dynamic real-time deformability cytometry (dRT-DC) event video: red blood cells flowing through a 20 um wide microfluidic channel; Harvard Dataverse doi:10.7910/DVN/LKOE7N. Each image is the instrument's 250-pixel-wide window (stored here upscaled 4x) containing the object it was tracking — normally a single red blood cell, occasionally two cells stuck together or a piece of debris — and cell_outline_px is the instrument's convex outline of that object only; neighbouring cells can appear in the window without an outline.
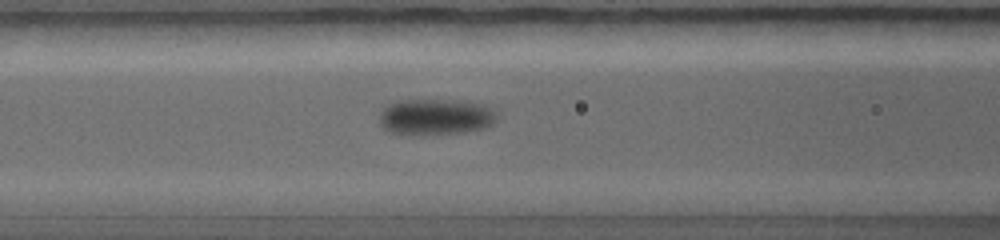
{"species": "common noctule bat (a hibernating species)", "species_latin": "Nyctalus noctula", "temperature_condition": "warm", "stored_images_in_passage": 35, "camera_frame_rate_fps": 5000, "um_per_image_px": 0.085, "animal": {"sex": "female", "body_mass_g": 19.0, "forearm_length_mm": 56.7}, "frame": {"image": 1, "passage_image": 8, "time_ms": 2.4, "image_size_px": [1000, 240], "cell_outline_px": [[496, 120], [488, 128], [464, 132], [404, 136], [388, 132], [380, 124], [380, 112], [388, 104], [400, 100], [436, 100], [476, 104], [488, 108], [496, 112]], "centroid_in_image_um": [36.94, 9.98], "position_along_channel_um": 129.7, "area_um2": 24.57}}
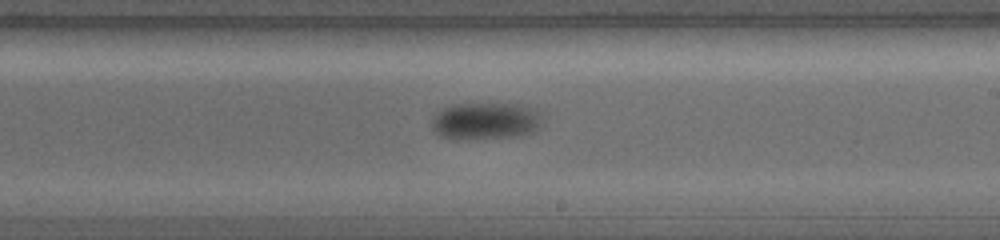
{"frame": {"image": 2, "passage_image": 15, "time_ms": 4.4, "image_size_px": [1000, 240], "cell_outline_px": [[540, 124], [532, 132], [516, 136], [464, 140], [452, 140], [440, 136], [432, 128], [432, 116], [444, 108], [452, 104], [520, 104], [540, 116]], "centroid_in_image_um": [41.15, 10.31], "position_along_channel_um": 247.8, "area_um2": 23.64}}
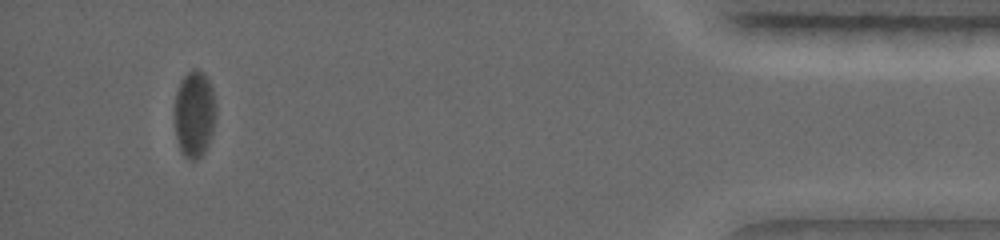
{"frame": {"image": 3, "passage_image": 34, "time_ms": 8.6, "image_size_px": [1000, 240], "cell_outline_px": [[216, 112], [212, 136], [204, 152], [196, 160], [192, 160], [184, 156], [180, 148], [176, 136], [176, 92], [184, 76], [188, 72], [196, 68], [204, 72], [212, 88]], "centroid_in_image_um": [16.55, 9.69], "position_along_channel_um": 418.7, "area_um2": 20.58}}